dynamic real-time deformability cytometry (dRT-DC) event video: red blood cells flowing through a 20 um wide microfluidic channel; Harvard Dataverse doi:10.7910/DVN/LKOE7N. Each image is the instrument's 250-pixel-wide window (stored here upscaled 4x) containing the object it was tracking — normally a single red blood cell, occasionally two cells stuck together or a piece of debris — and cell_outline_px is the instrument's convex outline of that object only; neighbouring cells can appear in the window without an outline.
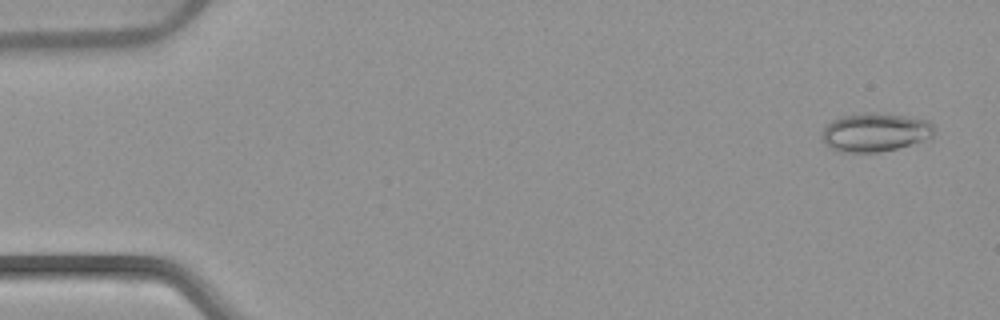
{"species": "common noctule bat (a hibernating species)", "species_latin": "Nyctalus noctula", "temperature_condition": "warm", "stored_images_in_passage": 53, "camera_frame_rate_fps": 3000, "um_per_image_px": 0.085, "animal": {"sex": "female", "body_mass_g": 22.7, "forearm_length_mm": 54.2}, "frame": {"image": 1, "passage_image": 3, "time_ms": 0.667, "image_size_px": [1000, 320], "cell_outline_px": [[932, 136], [896, 148], [880, 152], [836, 152], [824, 144], [820, 136], [824, 128], [832, 120], [840, 116], [864, 112], [880, 112], [908, 116], [928, 120], [932, 124]], "centroid_in_image_um": [74.29, 11.23], "position_along_channel_um": 10.7, "area_um2": 25.32}}
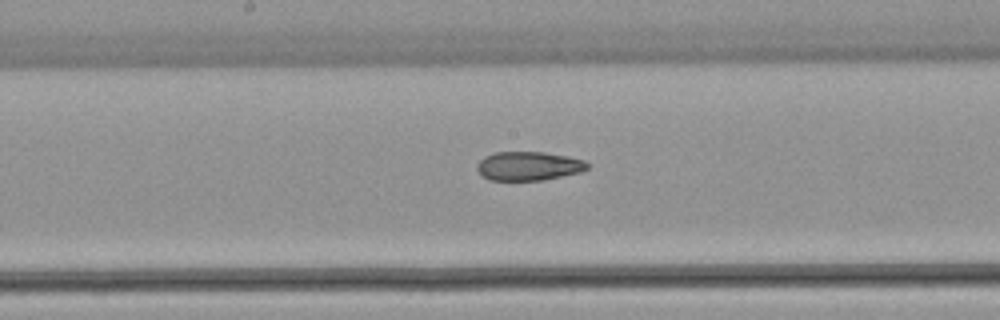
{"frame": {"image": 2, "passage_image": 28, "time_ms": 9.0, "image_size_px": [1000, 320], "cell_outline_px": [[588, 168], [580, 172], [540, 180], [488, 180], [476, 168], [476, 164], [484, 156], [492, 152], [544, 152], [568, 156], [584, 160], [588, 164]], "centroid_in_image_um": [44.9, 14.1], "position_along_channel_um": 203.3, "area_um2": 18.5}}
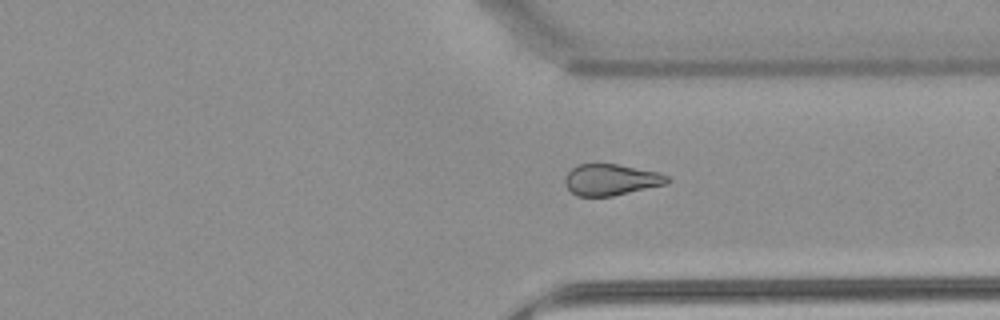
{"frame": {"image": 3, "passage_image": 40, "time_ms": 13.0, "image_size_px": [1000, 320], "cell_outline_px": [[672, 180], [668, 184], [612, 196], [576, 196], [568, 188], [564, 180], [564, 176], [572, 168], [580, 164], [616, 164], [660, 172], [668, 176]], "centroid_in_image_um": [51.98, 15.28], "position_along_channel_um": 359.4, "area_um2": 18.73}, "authors_computed_cell_mechanics": {"area_um2": 20.7502, "velocity_mm_per_s": 3.9058, "shape_relaxation_time_tau1_ms": null, "shape_relaxation_time_tau2_ms": 4.0124, "deformation_change_tau1": null, "deformation_change_tau2": 0.118}}